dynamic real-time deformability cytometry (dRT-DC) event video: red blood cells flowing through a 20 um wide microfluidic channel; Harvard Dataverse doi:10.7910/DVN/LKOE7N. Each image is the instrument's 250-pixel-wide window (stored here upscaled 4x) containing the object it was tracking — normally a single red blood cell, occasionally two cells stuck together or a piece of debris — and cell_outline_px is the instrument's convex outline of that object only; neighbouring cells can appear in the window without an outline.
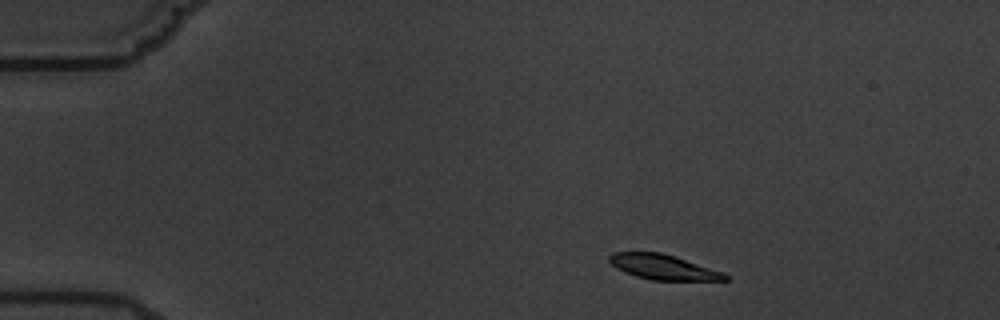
{"species": "common noctule bat (a hibernating species)", "species_latin": "Nyctalus noctula", "temperature_condition": "warm", "stored_images_in_passage": 5, "camera_frame_rate_fps": 3000, "um_per_image_px": 0.085, "animal": {"sex": "male", "body_mass_g": 19.5, "forearm_length_mm": 54.6}, "frame": {"image": 1, "passage_image": 1, "time_ms": 0.0, "image_size_px": [1000, 320], "cell_outline_px": [[728, 280], [652, 280], [636, 276], [624, 272], [616, 268], [608, 260], [608, 256], [612, 252], [660, 252], [676, 256], [724, 272], [728, 276]], "centroid_in_image_um": [56.36, 22.69], "position_along_channel_um": 28.6, "area_um2": 16.94}}
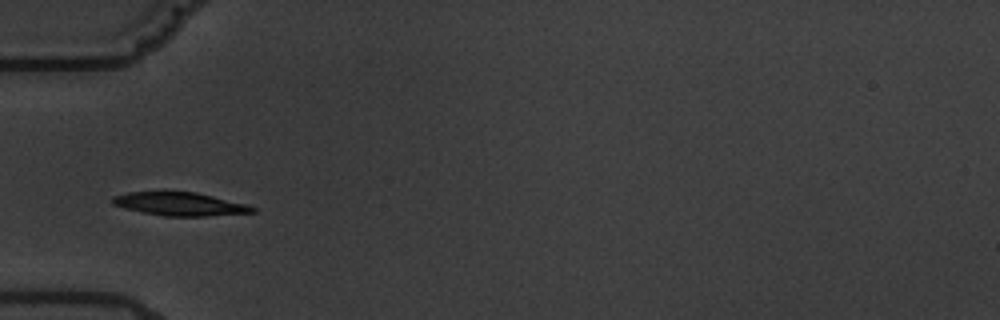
{"frame": {"image": 2, "passage_image": 3, "time_ms": 3.333, "image_size_px": [1000, 320], "cell_outline_px": [[256, 212], [208, 216], [164, 216], [140, 212], [124, 208], [112, 204], [112, 196], [128, 192], [196, 192], [248, 204], [256, 208]], "centroid_in_image_um": [15.3, 17.35], "position_along_channel_um": 69.7, "area_um2": 19.07}}
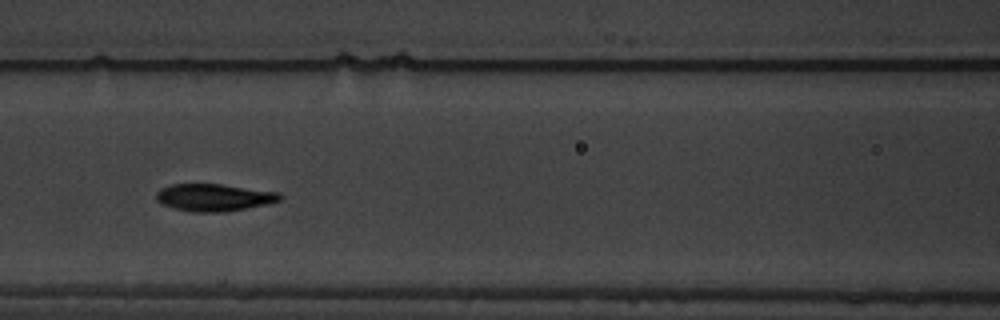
{"frame": {"image": 3, "passage_image": 5, "time_ms": 5.667, "image_size_px": [1000, 320], "cell_outline_px": [[284, 196], [280, 200], [268, 204], [224, 212], [192, 212], [176, 208], [164, 204], [156, 200], [156, 192], [160, 188], [172, 184], [220, 184], [280, 192]], "centroid_in_image_um": [18.22, 16.78], "position_along_channel_um": 148.4, "area_um2": 19.65}}